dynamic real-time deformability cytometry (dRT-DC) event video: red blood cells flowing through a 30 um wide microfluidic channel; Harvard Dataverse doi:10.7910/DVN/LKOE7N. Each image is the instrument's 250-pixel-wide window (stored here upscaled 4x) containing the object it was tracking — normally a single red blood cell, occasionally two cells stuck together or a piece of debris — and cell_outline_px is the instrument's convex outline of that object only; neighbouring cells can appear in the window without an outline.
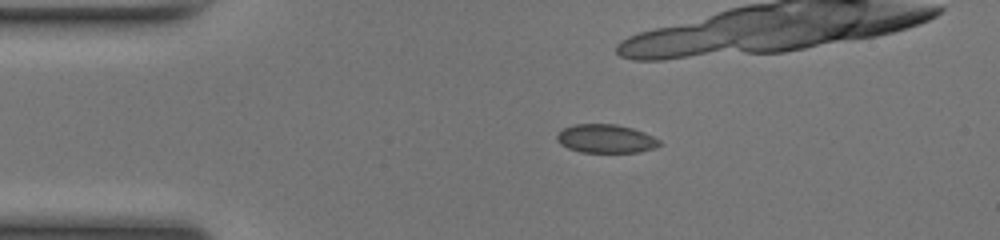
{"species": "common noctule bat (a hibernating species)", "species_latin": "Nyctalus noctula", "temperature_condition": "room temperature", "stored_images_in_passage": 41, "camera_frame_rate_fps": 3000, "um_per_image_px": 0.085, "animal": {"sex": "female", "body_mass_g": 17.0, "forearm_length_mm": 48.0}, "frame": {"image": 1, "passage_image": 1, "time_ms": 0.0, "image_size_px": [1000, 240], "cell_outline_px": [[664, 144], [656, 148], [640, 152], [580, 152], [568, 148], [560, 144], [556, 140], [556, 136], [564, 128], [576, 124], [616, 124], [632, 128], [644, 132], [660, 140]], "centroid_in_image_um": [51.53, 11.8], "position_along_channel_um": 33.5, "area_um2": 17.17}, "authors_computed_cell_mechanics": {"area_um2": 17.1088, "velocity_mm_per_s": 4.1898, "shape_relaxation_time_tau1_ms": 8.3338, "shape_relaxation_time_tau2_ms": 0.6667, "deformation_change_tau1": 0.1727, "deformation_change_tau2": 0.0505}}